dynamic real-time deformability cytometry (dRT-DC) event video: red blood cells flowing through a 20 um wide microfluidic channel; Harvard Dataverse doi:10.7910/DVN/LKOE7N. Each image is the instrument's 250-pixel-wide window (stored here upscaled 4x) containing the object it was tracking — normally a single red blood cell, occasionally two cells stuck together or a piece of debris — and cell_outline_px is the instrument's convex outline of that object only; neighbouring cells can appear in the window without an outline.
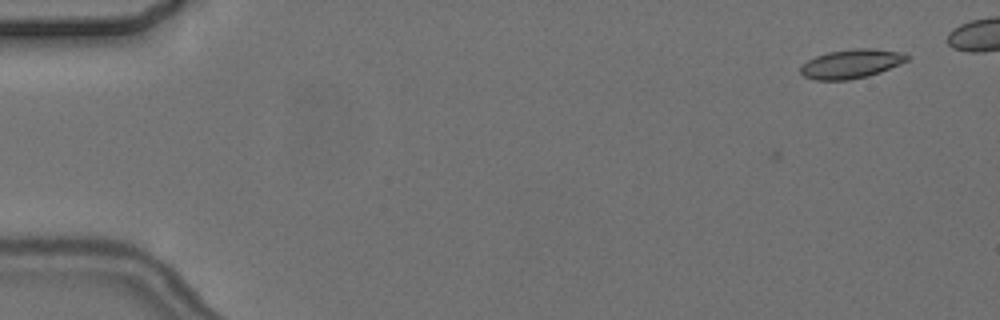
{"species": "common noctule bat (a hibernating species)", "species_latin": "Nyctalus noctula", "temperature_condition": "cold", "stored_images_in_passage": 5, "camera_frame_rate_fps": 3000, "um_per_image_px": 0.085, "animal": {"sex": "female", "body_mass_g": 24.6, "forearm_length_mm": 56.2}, "frame": {"image": 1, "passage_image": 3, "time_ms": 2.333, "image_size_px": [1000, 320], "cell_outline_px": [[908, 60], [900, 64], [880, 72], [868, 76], [848, 80], [816, 80], [804, 76], [800, 72], [800, 68], [808, 60], [816, 56], [828, 52], [856, 48], [872, 48], [904, 52], [908, 56]], "centroid_in_image_um": [72.38, 5.42], "position_along_channel_um": 12.6, "area_um2": 17.98}}